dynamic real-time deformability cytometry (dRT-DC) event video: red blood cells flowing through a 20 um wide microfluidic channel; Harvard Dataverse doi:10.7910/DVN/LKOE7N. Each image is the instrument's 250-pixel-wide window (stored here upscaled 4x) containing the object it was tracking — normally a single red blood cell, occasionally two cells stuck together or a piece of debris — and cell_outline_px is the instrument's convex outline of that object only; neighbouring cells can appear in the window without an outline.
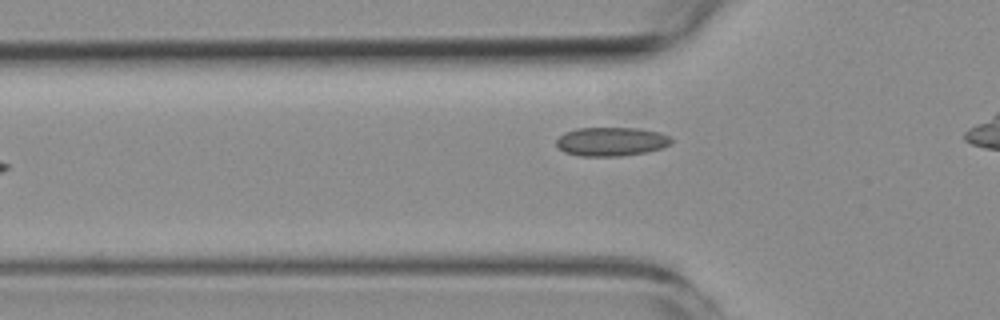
{"species": "common noctule bat (a hibernating species)", "species_latin": "Nyctalus noctula", "temperature_condition": "room temperature", "stored_images_in_passage": 6, "camera_frame_rate_fps": 3000, "um_per_image_px": 0.085, "animal": {"sex": "female", "body_mass_g": 19.3, "forearm_length_mm": 54.1}, "frame": {"image": 1, "passage_image": 6, "time_ms": 6.0, "image_size_px": [1000, 320], "cell_outline_px": [[672, 144], [648, 152], [620, 156], [580, 156], [564, 152], [556, 144], [556, 140], [564, 132], [576, 128], [640, 128], [660, 132], [668, 136], [672, 140]], "centroid_in_image_um": [51.96, 12.03], "position_along_channel_um": 73.8, "area_um2": 19.42}}